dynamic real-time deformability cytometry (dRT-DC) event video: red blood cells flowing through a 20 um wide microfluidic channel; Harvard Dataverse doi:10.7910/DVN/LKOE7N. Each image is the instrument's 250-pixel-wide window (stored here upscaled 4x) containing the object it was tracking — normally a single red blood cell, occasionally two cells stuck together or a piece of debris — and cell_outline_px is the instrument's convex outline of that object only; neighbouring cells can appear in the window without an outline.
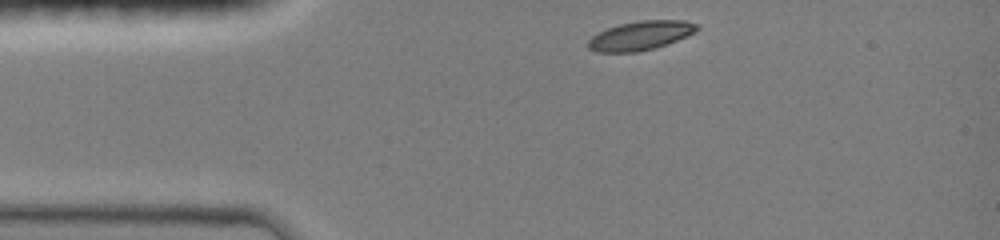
{"species": "common noctule bat (a hibernating species)", "species_latin": "Nyctalus noctula", "temperature_condition": "room temperature", "stored_images_in_passage": 34, "camera_frame_rate_fps": 3000, "um_per_image_px": 0.085, "animal": {"sex": "female", "body_mass_g": 19.0, "forearm_length_mm": 51.5}, "frame": {"image": 1, "passage_image": 1, "time_ms": 0.0, "image_size_px": [1000, 240], "cell_outline_px": [[700, 28], [696, 32], [668, 44], [656, 48], [636, 52], [596, 52], [588, 48], [588, 40], [592, 36], [608, 28], [620, 24], [640, 20], [684, 20], [700, 24]], "centroid_in_image_um": [54.5, 3.02], "position_along_channel_um": 30.5, "area_um2": 18.55}}
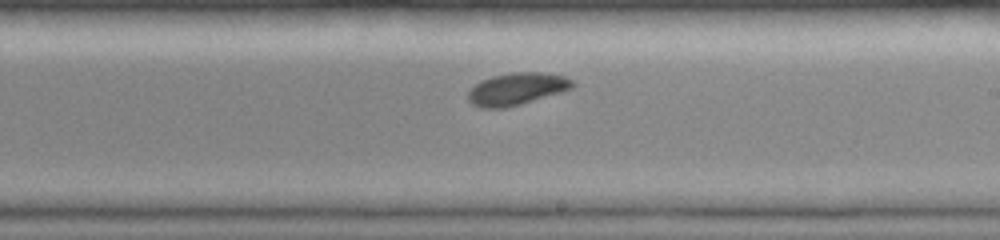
{"frame": {"image": 2, "passage_image": 20, "time_ms": 6.333, "image_size_px": [1000, 240], "cell_outline_px": [[576, 84], [572, 88], [560, 92], [520, 104], [504, 108], [480, 108], [472, 104], [468, 100], [468, 92], [480, 80], [492, 76], [512, 72], [544, 72], [564, 76], [572, 80]], "centroid_in_image_um": [43.91, 7.55], "position_along_channel_um": 245.1, "area_um2": 19.54}}
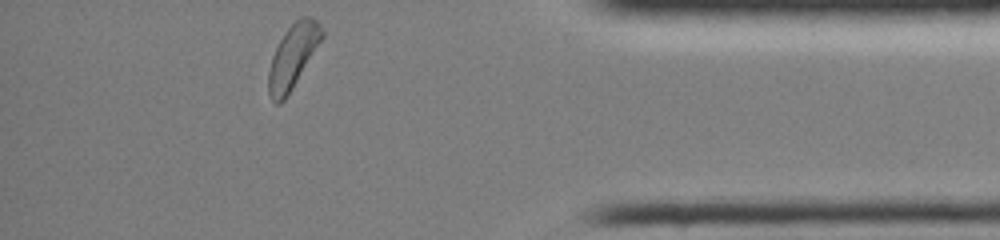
{"frame": {"image": 3, "passage_image": 34, "time_ms": 11.0, "image_size_px": [1000, 240], "cell_outline_px": [[324, 36], [288, 96], [280, 104], [276, 104], [272, 100], [268, 92], [268, 72], [272, 56], [284, 32], [300, 16], [312, 16], [320, 24], [324, 32]], "centroid_in_image_um": [24.9, 4.79], "position_along_channel_um": 410.3, "area_um2": 19.88}, "authors_computed_cell_mechanics": {"area_um2": 19.2474, "velocity_mm_per_s": 3.9998, "shape_relaxation_time_tau1_ms": 1.4709, "shape_relaxation_time_tau2_ms": null, "deformation_change_tau1": 0.1012, "deformation_change_tau2": null}}